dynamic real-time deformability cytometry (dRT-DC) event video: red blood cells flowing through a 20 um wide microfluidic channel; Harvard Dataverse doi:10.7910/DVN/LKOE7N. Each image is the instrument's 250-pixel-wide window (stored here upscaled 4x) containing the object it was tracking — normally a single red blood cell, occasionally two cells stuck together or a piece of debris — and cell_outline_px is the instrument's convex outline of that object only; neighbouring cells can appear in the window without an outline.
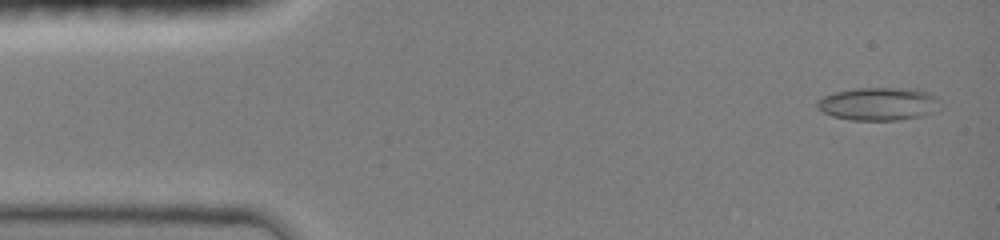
{"species": "common noctule bat (a hibernating species)", "species_latin": "Nyctalus noctula", "temperature_condition": "room temperature", "stored_images_in_passage": 47, "camera_frame_rate_fps": 3000, "um_per_image_px": 0.085, "animal": {"sex": "female", "body_mass_g": 19.0, "forearm_length_mm": 51.5}, "frame": {"image": 1, "passage_image": 2, "time_ms": 0.333, "image_size_px": [1000, 240], "cell_outline_px": [[940, 108], [932, 112], [920, 116], [896, 120], [852, 120], [832, 116], [816, 108], [816, 100], [824, 96], [836, 92], [856, 88], [916, 88], [928, 92], [936, 96], [940, 100]], "centroid_in_image_um": [74.69, 8.82], "position_along_channel_um": 10.3, "area_um2": 23.81}}
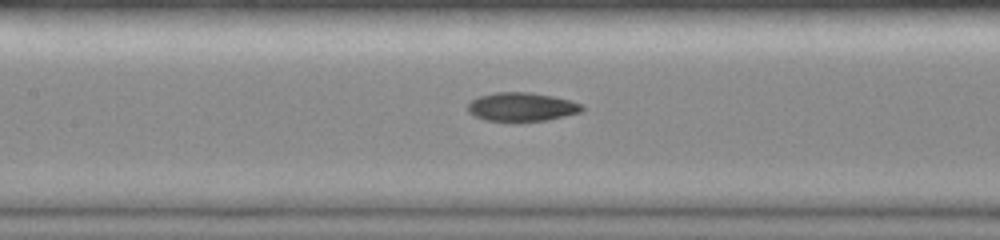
{"frame": {"image": 2, "passage_image": 21, "time_ms": 6.667, "image_size_px": [1000, 240], "cell_outline_px": [[584, 112], [548, 120], [484, 120], [468, 112], [468, 104], [472, 100], [480, 96], [492, 92], [528, 92], [552, 96], [584, 104]], "centroid_in_image_um": [44.39, 9.07], "position_along_channel_um": 163.0, "area_um2": 18.96}}
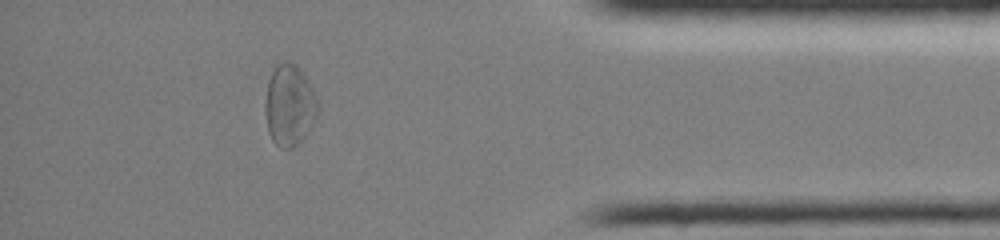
{"frame": {"image": 3, "passage_image": 41, "time_ms": 13.333, "image_size_px": [1000, 240], "cell_outline_px": [[320, 112], [308, 132], [292, 148], [280, 148], [272, 140], [268, 132], [264, 108], [264, 100], [268, 80], [276, 64], [288, 60], [296, 64], [300, 68], [312, 88], [320, 104]], "centroid_in_image_um": [24.6, 8.93], "position_along_channel_um": 410.6, "area_um2": 25.37}, "authors_computed_cell_mechanics": {"area_um2": 20.1144, "velocity_mm_per_s": 4.0551, "shape_relaxation_time_tau1_ms": null, "shape_relaxation_time_tau2_ms": 4.2055, "deformation_change_tau1": null, "deformation_change_tau2": 0.0979}}